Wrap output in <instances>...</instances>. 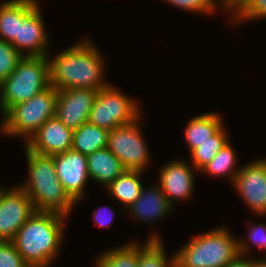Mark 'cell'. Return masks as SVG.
<instances>
[{
    "mask_svg": "<svg viewBox=\"0 0 266 267\" xmlns=\"http://www.w3.org/2000/svg\"><path fill=\"white\" fill-rule=\"evenodd\" d=\"M82 39L49 60L50 84L57 91L70 88L102 90L105 61L92 40Z\"/></svg>",
    "mask_w": 266,
    "mask_h": 267,
    "instance_id": "6da1fadb",
    "label": "cell"
},
{
    "mask_svg": "<svg viewBox=\"0 0 266 267\" xmlns=\"http://www.w3.org/2000/svg\"><path fill=\"white\" fill-rule=\"evenodd\" d=\"M67 216L35 211L19 229L13 244L30 267H49L60 251Z\"/></svg>",
    "mask_w": 266,
    "mask_h": 267,
    "instance_id": "7a4b0ae2",
    "label": "cell"
},
{
    "mask_svg": "<svg viewBox=\"0 0 266 267\" xmlns=\"http://www.w3.org/2000/svg\"><path fill=\"white\" fill-rule=\"evenodd\" d=\"M230 232L217 227L193 237L175 253V266L227 267L239 256L250 257L249 243L236 239Z\"/></svg>",
    "mask_w": 266,
    "mask_h": 267,
    "instance_id": "3957f363",
    "label": "cell"
},
{
    "mask_svg": "<svg viewBox=\"0 0 266 267\" xmlns=\"http://www.w3.org/2000/svg\"><path fill=\"white\" fill-rule=\"evenodd\" d=\"M29 179L19 186L33 202L35 211L69 216L77 203L64 190L57 176L53 156L30 150L25 144Z\"/></svg>",
    "mask_w": 266,
    "mask_h": 267,
    "instance_id": "277c9868",
    "label": "cell"
},
{
    "mask_svg": "<svg viewBox=\"0 0 266 267\" xmlns=\"http://www.w3.org/2000/svg\"><path fill=\"white\" fill-rule=\"evenodd\" d=\"M49 56H22L15 70L0 84V109L3 116L12 106L25 102L49 88Z\"/></svg>",
    "mask_w": 266,
    "mask_h": 267,
    "instance_id": "5b68a950",
    "label": "cell"
},
{
    "mask_svg": "<svg viewBox=\"0 0 266 267\" xmlns=\"http://www.w3.org/2000/svg\"><path fill=\"white\" fill-rule=\"evenodd\" d=\"M58 91L50 86L29 100L12 106L2 116L1 132L23 137L27 143L38 129L55 116Z\"/></svg>",
    "mask_w": 266,
    "mask_h": 267,
    "instance_id": "8992f818",
    "label": "cell"
},
{
    "mask_svg": "<svg viewBox=\"0 0 266 267\" xmlns=\"http://www.w3.org/2000/svg\"><path fill=\"white\" fill-rule=\"evenodd\" d=\"M136 103L109 84L98 91L88 121L108 131L133 123L142 115Z\"/></svg>",
    "mask_w": 266,
    "mask_h": 267,
    "instance_id": "52a82bcc",
    "label": "cell"
},
{
    "mask_svg": "<svg viewBox=\"0 0 266 267\" xmlns=\"http://www.w3.org/2000/svg\"><path fill=\"white\" fill-rule=\"evenodd\" d=\"M141 116L133 123L112 129L108 133L107 148L121 161L126 170L144 171L150 155L142 130Z\"/></svg>",
    "mask_w": 266,
    "mask_h": 267,
    "instance_id": "ba28073f",
    "label": "cell"
},
{
    "mask_svg": "<svg viewBox=\"0 0 266 267\" xmlns=\"http://www.w3.org/2000/svg\"><path fill=\"white\" fill-rule=\"evenodd\" d=\"M35 208L31 198L17 185L0 192V241H12L33 215Z\"/></svg>",
    "mask_w": 266,
    "mask_h": 267,
    "instance_id": "9c48e42d",
    "label": "cell"
},
{
    "mask_svg": "<svg viewBox=\"0 0 266 267\" xmlns=\"http://www.w3.org/2000/svg\"><path fill=\"white\" fill-rule=\"evenodd\" d=\"M232 185L252 212L266 215V159L243 165Z\"/></svg>",
    "mask_w": 266,
    "mask_h": 267,
    "instance_id": "30bf717a",
    "label": "cell"
},
{
    "mask_svg": "<svg viewBox=\"0 0 266 267\" xmlns=\"http://www.w3.org/2000/svg\"><path fill=\"white\" fill-rule=\"evenodd\" d=\"M55 170L64 190L78 203L84 198L85 186L90 179L87 157L74 149L53 155Z\"/></svg>",
    "mask_w": 266,
    "mask_h": 267,
    "instance_id": "8fae6325",
    "label": "cell"
},
{
    "mask_svg": "<svg viewBox=\"0 0 266 267\" xmlns=\"http://www.w3.org/2000/svg\"><path fill=\"white\" fill-rule=\"evenodd\" d=\"M98 91L88 88L59 90L55 116L68 128L76 130L88 122Z\"/></svg>",
    "mask_w": 266,
    "mask_h": 267,
    "instance_id": "7c38bea8",
    "label": "cell"
},
{
    "mask_svg": "<svg viewBox=\"0 0 266 267\" xmlns=\"http://www.w3.org/2000/svg\"><path fill=\"white\" fill-rule=\"evenodd\" d=\"M191 165V163L187 164L184 161L173 160L161 167L158 185L172 206L176 200L178 202L185 201L193 194L195 167Z\"/></svg>",
    "mask_w": 266,
    "mask_h": 267,
    "instance_id": "4fadbf2b",
    "label": "cell"
},
{
    "mask_svg": "<svg viewBox=\"0 0 266 267\" xmlns=\"http://www.w3.org/2000/svg\"><path fill=\"white\" fill-rule=\"evenodd\" d=\"M73 133L74 130L54 116L49 118L25 145L36 153L53 156L72 148Z\"/></svg>",
    "mask_w": 266,
    "mask_h": 267,
    "instance_id": "5bb4252c",
    "label": "cell"
},
{
    "mask_svg": "<svg viewBox=\"0 0 266 267\" xmlns=\"http://www.w3.org/2000/svg\"><path fill=\"white\" fill-rule=\"evenodd\" d=\"M41 12L40 6H37L20 23L19 38L11 43L22 56H49L50 40Z\"/></svg>",
    "mask_w": 266,
    "mask_h": 267,
    "instance_id": "9a60e30c",
    "label": "cell"
},
{
    "mask_svg": "<svg viewBox=\"0 0 266 267\" xmlns=\"http://www.w3.org/2000/svg\"><path fill=\"white\" fill-rule=\"evenodd\" d=\"M172 210L173 206L167 201L160 185L149 187L148 190L143 186L141 195L127 208L132 218L147 222L157 221Z\"/></svg>",
    "mask_w": 266,
    "mask_h": 267,
    "instance_id": "2e32d148",
    "label": "cell"
},
{
    "mask_svg": "<svg viewBox=\"0 0 266 267\" xmlns=\"http://www.w3.org/2000/svg\"><path fill=\"white\" fill-rule=\"evenodd\" d=\"M36 0H9L0 3V39L12 43L19 38L20 23L37 7Z\"/></svg>",
    "mask_w": 266,
    "mask_h": 267,
    "instance_id": "e0dca14e",
    "label": "cell"
},
{
    "mask_svg": "<svg viewBox=\"0 0 266 267\" xmlns=\"http://www.w3.org/2000/svg\"><path fill=\"white\" fill-rule=\"evenodd\" d=\"M86 157L90 179L105 187L126 170L121 161L107 147L98 149Z\"/></svg>",
    "mask_w": 266,
    "mask_h": 267,
    "instance_id": "ac0fdd59",
    "label": "cell"
},
{
    "mask_svg": "<svg viewBox=\"0 0 266 267\" xmlns=\"http://www.w3.org/2000/svg\"><path fill=\"white\" fill-rule=\"evenodd\" d=\"M223 125L221 115L214 112L201 114L189 120L184 130V137L190 153L200 147V144L211 140V136Z\"/></svg>",
    "mask_w": 266,
    "mask_h": 267,
    "instance_id": "d6986e66",
    "label": "cell"
},
{
    "mask_svg": "<svg viewBox=\"0 0 266 267\" xmlns=\"http://www.w3.org/2000/svg\"><path fill=\"white\" fill-rule=\"evenodd\" d=\"M143 171L125 170L106 188L109 196H113L120 204H123L125 210L130 207L141 195L143 185L140 177Z\"/></svg>",
    "mask_w": 266,
    "mask_h": 267,
    "instance_id": "ffe728a7",
    "label": "cell"
},
{
    "mask_svg": "<svg viewBox=\"0 0 266 267\" xmlns=\"http://www.w3.org/2000/svg\"><path fill=\"white\" fill-rule=\"evenodd\" d=\"M109 131L91 124L89 121L83 123L74 130L72 149L88 156L98 149L107 147Z\"/></svg>",
    "mask_w": 266,
    "mask_h": 267,
    "instance_id": "44dd1931",
    "label": "cell"
},
{
    "mask_svg": "<svg viewBox=\"0 0 266 267\" xmlns=\"http://www.w3.org/2000/svg\"><path fill=\"white\" fill-rule=\"evenodd\" d=\"M161 237L150 234L145 244H138V267H176L175 253L167 259Z\"/></svg>",
    "mask_w": 266,
    "mask_h": 267,
    "instance_id": "7402d4cb",
    "label": "cell"
},
{
    "mask_svg": "<svg viewBox=\"0 0 266 267\" xmlns=\"http://www.w3.org/2000/svg\"><path fill=\"white\" fill-rule=\"evenodd\" d=\"M237 156L234 148L228 142L214 157V159L200 171L210 176L228 177L233 183L241 167L237 168ZM236 166V167H235Z\"/></svg>",
    "mask_w": 266,
    "mask_h": 267,
    "instance_id": "603a6c76",
    "label": "cell"
},
{
    "mask_svg": "<svg viewBox=\"0 0 266 267\" xmlns=\"http://www.w3.org/2000/svg\"><path fill=\"white\" fill-rule=\"evenodd\" d=\"M96 267H138V244L136 241L118 248L108 249L96 260Z\"/></svg>",
    "mask_w": 266,
    "mask_h": 267,
    "instance_id": "cb8c5ba5",
    "label": "cell"
},
{
    "mask_svg": "<svg viewBox=\"0 0 266 267\" xmlns=\"http://www.w3.org/2000/svg\"><path fill=\"white\" fill-rule=\"evenodd\" d=\"M228 142V132L223 125L213 136H211V140L200 144V147H197L190 153L191 164L195 167V170L200 171L203 167L209 164Z\"/></svg>",
    "mask_w": 266,
    "mask_h": 267,
    "instance_id": "d4e9b609",
    "label": "cell"
},
{
    "mask_svg": "<svg viewBox=\"0 0 266 267\" xmlns=\"http://www.w3.org/2000/svg\"><path fill=\"white\" fill-rule=\"evenodd\" d=\"M21 57L11 43L0 39V84L15 70Z\"/></svg>",
    "mask_w": 266,
    "mask_h": 267,
    "instance_id": "484cf974",
    "label": "cell"
},
{
    "mask_svg": "<svg viewBox=\"0 0 266 267\" xmlns=\"http://www.w3.org/2000/svg\"><path fill=\"white\" fill-rule=\"evenodd\" d=\"M0 267H30L12 241H0Z\"/></svg>",
    "mask_w": 266,
    "mask_h": 267,
    "instance_id": "4316f807",
    "label": "cell"
},
{
    "mask_svg": "<svg viewBox=\"0 0 266 267\" xmlns=\"http://www.w3.org/2000/svg\"><path fill=\"white\" fill-rule=\"evenodd\" d=\"M169 4L183 9L184 11L201 14L212 13L216 10L215 0H166Z\"/></svg>",
    "mask_w": 266,
    "mask_h": 267,
    "instance_id": "83f0119b",
    "label": "cell"
},
{
    "mask_svg": "<svg viewBox=\"0 0 266 267\" xmlns=\"http://www.w3.org/2000/svg\"><path fill=\"white\" fill-rule=\"evenodd\" d=\"M261 18L266 19V0H251L248 6L233 20L232 24Z\"/></svg>",
    "mask_w": 266,
    "mask_h": 267,
    "instance_id": "f1b7e54d",
    "label": "cell"
},
{
    "mask_svg": "<svg viewBox=\"0 0 266 267\" xmlns=\"http://www.w3.org/2000/svg\"><path fill=\"white\" fill-rule=\"evenodd\" d=\"M248 233V236H245L246 239L248 238L247 241H251L249 243L255 244L259 249L266 252V224L254 225Z\"/></svg>",
    "mask_w": 266,
    "mask_h": 267,
    "instance_id": "f546056e",
    "label": "cell"
},
{
    "mask_svg": "<svg viewBox=\"0 0 266 267\" xmlns=\"http://www.w3.org/2000/svg\"><path fill=\"white\" fill-rule=\"evenodd\" d=\"M218 1V0H217ZM251 0H221L220 2V8L225 10V12H230L231 16V22L248 6ZM215 0V5H217ZM230 10V11H229Z\"/></svg>",
    "mask_w": 266,
    "mask_h": 267,
    "instance_id": "4dcf8cb0",
    "label": "cell"
},
{
    "mask_svg": "<svg viewBox=\"0 0 266 267\" xmlns=\"http://www.w3.org/2000/svg\"><path fill=\"white\" fill-rule=\"evenodd\" d=\"M106 206H104L103 208H99V209H95V211L93 212V219L95 224L99 227H108L110 226V224H112L111 222L114 221V211L112 210L111 207H108L109 209V213L107 215V213L105 212ZM104 210V211H103ZM107 210V209H106ZM103 212V213H102Z\"/></svg>",
    "mask_w": 266,
    "mask_h": 267,
    "instance_id": "1f68e13d",
    "label": "cell"
},
{
    "mask_svg": "<svg viewBox=\"0 0 266 267\" xmlns=\"http://www.w3.org/2000/svg\"><path fill=\"white\" fill-rule=\"evenodd\" d=\"M227 267H253L252 266V258L239 256L237 259H235Z\"/></svg>",
    "mask_w": 266,
    "mask_h": 267,
    "instance_id": "d6a6232c",
    "label": "cell"
},
{
    "mask_svg": "<svg viewBox=\"0 0 266 267\" xmlns=\"http://www.w3.org/2000/svg\"><path fill=\"white\" fill-rule=\"evenodd\" d=\"M252 266L253 267H266V258H261V259H254V257H252Z\"/></svg>",
    "mask_w": 266,
    "mask_h": 267,
    "instance_id": "836d02e7",
    "label": "cell"
}]
</instances>
